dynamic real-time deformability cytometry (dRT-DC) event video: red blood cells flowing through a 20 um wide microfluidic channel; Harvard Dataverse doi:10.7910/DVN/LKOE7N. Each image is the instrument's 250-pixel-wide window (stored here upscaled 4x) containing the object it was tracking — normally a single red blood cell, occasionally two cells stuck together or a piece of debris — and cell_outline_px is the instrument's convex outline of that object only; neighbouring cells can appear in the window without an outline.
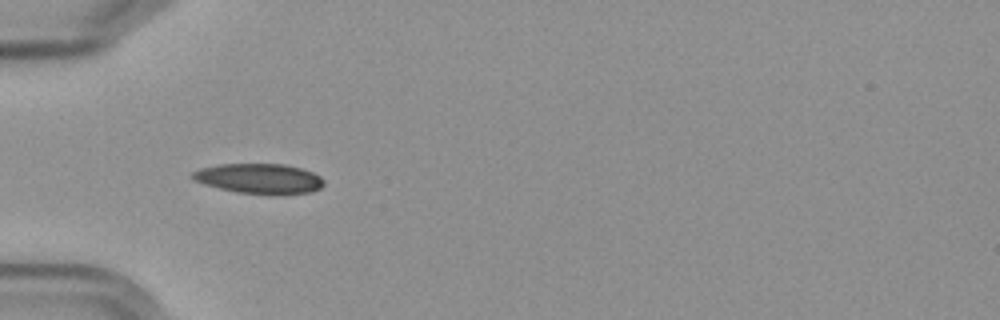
{"species": "Egyptian fruit bat (a non-hibernating species)", "species_latin": "Rousettus aegyptiacus", "temperature_condition": "cold", "stored_images_in_passage": 39, "camera_frame_rate_fps": 3000, "um_per_image_px": 0.085, "frame": {"image": 1, "passage_image": 1, "time_ms": 0.0, "image_size_px": [1000, 320], "cell_outline_px": [[324, 184], [320, 188], [308, 192], [240, 192], [220, 188], [204, 184], [192, 180], [188, 176], [192, 172], [200, 168], [220, 164], [284, 164], [300, 168], [312, 172], [320, 176], [324, 180]], "centroid_in_image_um": [21.96, 15.13], "position_along_channel_um": 63.0, "area_um2": 22.25}}
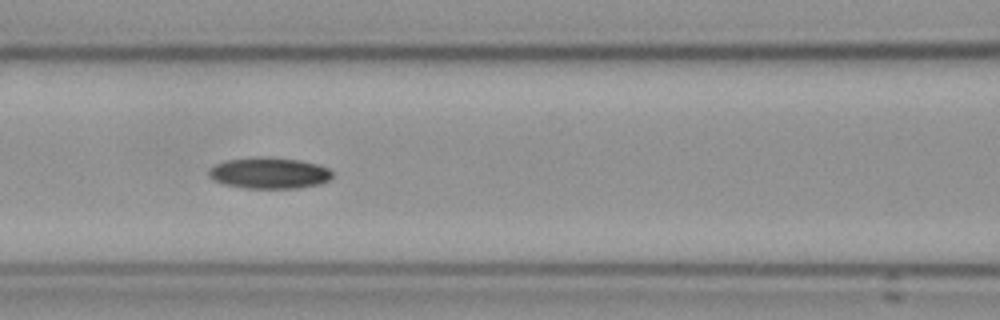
{"frame": {"image": 2, "passage_image": 8, "time_ms": 2.333, "image_size_px": [1000, 320], "cell_outline_px": [[332, 176], [328, 180], [320, 184], [300, 188], [244, 188], [224, 184], [212, 180], [208, 176], [208, 172], [216, 164], [228, 160], [256, 156], [268, 156], [300, 160], [316, 164], [328, 168], [332, 172]], "centroid_in_image_um": [22.88, 14.7], "position_along_channel_um": 143.7, "area_um2": 22.6}}
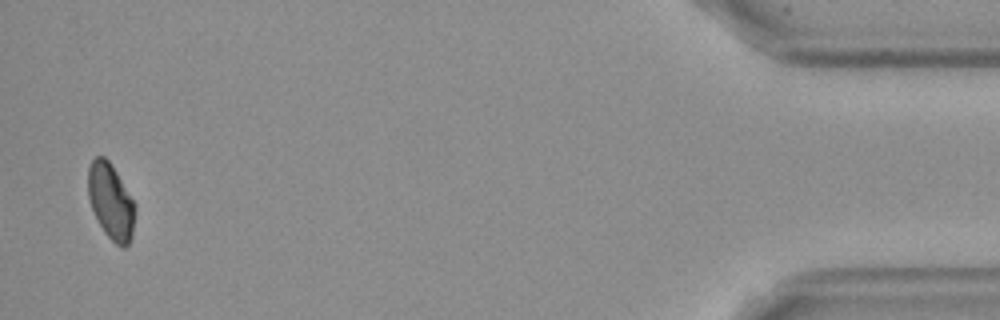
{"frame": {"image": 3, "passage_image": 38, "time_ms": 12.333, "image_size_px": [1000, 320], "cell_outline_px": [[136, 208], [132, 236], [128, 244], [124, 248], [116, 244], [104, 232], [92, 208], [88, 196], [88, 168], [92, 160], [96, 156], [104, 156], [108, 160], [116, 172], [136, 204]], "centroid_in_image_um": [9.43, 17.12], "position_along_channel_um": 425.8, "area_um2": 20.58}, "authors_computed_cell_mechanics": {"area_um2": 21.3282, "velocity_mm_per_s": 3.6098, "shape_relaxation_time_tau1_ms": null, "shape_relaxation_time_tau2_ms": 4.3704, "deformation_change_tau1": null, "deformation_change_tau2": 0.0759}}